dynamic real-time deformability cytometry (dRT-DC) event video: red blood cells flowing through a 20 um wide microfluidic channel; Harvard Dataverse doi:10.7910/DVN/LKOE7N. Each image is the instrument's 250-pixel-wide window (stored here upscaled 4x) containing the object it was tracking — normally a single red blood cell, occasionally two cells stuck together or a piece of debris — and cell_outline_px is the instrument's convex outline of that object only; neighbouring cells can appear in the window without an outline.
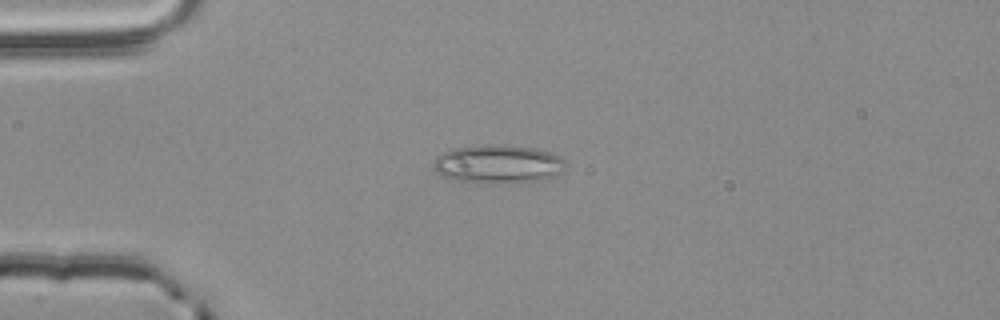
{"species": "common noctule bat (a hibernating species)", "species_latin": "Nyctalus noctula", "temperature_condition": "room temperature", "stored_images_in_passage": 2, "camera_frame_rate_fps": 3000, "um_per_image_px": 0.085, "animal": {"sex": "male", "body_mass_g": 20.4}, "frame": {"image": 1, "passage_image": 2, "time_ms": 0.333, "image_size_px": [1000, 320], "cell_outline_px": [[564, 172], [540, 180], [520, 184], [472, 184], [444, 176], [436, 172], [432, 164], [436, 156], [452, 148], [484, 144], [504, 144], [536, 148], [560, 156], [564, 160]], "centroid_in_image_um": [42.32, 13.96], "position_along_channel_um": 42.7, "area_um2": 30.52}}